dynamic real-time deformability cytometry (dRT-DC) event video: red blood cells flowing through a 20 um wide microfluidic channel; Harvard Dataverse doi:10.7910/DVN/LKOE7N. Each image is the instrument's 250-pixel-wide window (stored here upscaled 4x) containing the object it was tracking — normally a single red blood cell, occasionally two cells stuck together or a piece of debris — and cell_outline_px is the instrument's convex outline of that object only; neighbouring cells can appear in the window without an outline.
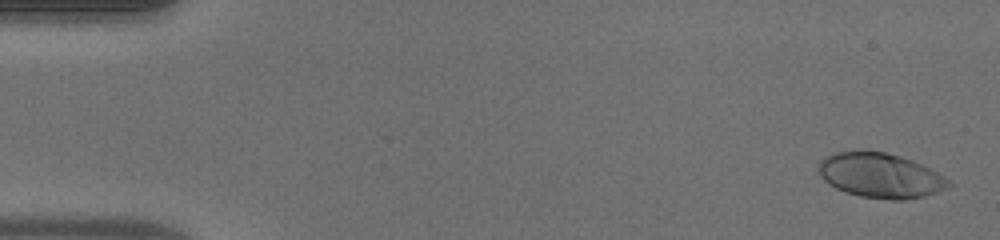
{"species": "human", "species_latin": "Homo sapiens", "temperature_condition": "warm", "stored_images_in_passage": 51, "camera_frame_rate_fps": 3000, "um_per_image_px": 0.085, "donor": {"sex": "male"}, "frame": {"image": 1, "passage_image": 2, "time_ms": 0.333, "image_size_px": [1000, 240], "cell_outline_px": [[952, 184], [948, 188], [924, 196], [904, 200], [888, 200], [860, 196], [844, 192], [828, 184], [820, 176], [820, 160], [824, 156], [832, 152], [860, 148], [884, 152], [900, 156], [912, 160], [936, 172], [948, 180]], "centroid_in_image_um": [74.77, 14.89], "position_along_channel_um": 10.2, "area_um2": 34.39}}
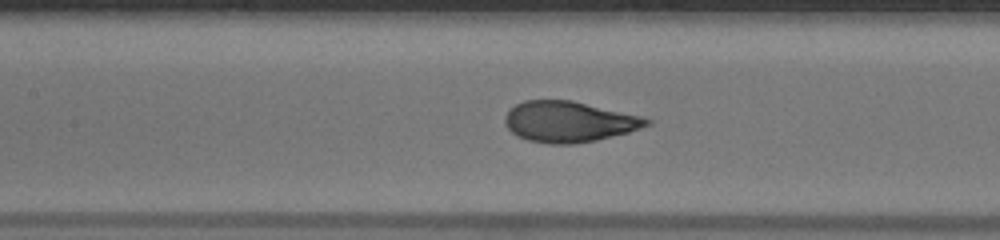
{"frame": {"image": 2, "passage_image": 24, "time_ms": 7.667, "image_size_px": [1000, 240], "cell_outline_px": [[652, 124], [628, 132], [596, 140], [572, 144], [548, 144], [528, 140], [516, 136], [504, 124], [504, 116], [516, 104], [524, 100], [572, 100], [640, 116], [652, 120]], "centroid_in_image_um": [48.33, 10.35], "position_along_channel_um": 159.1, "area_um2": 33.58}}
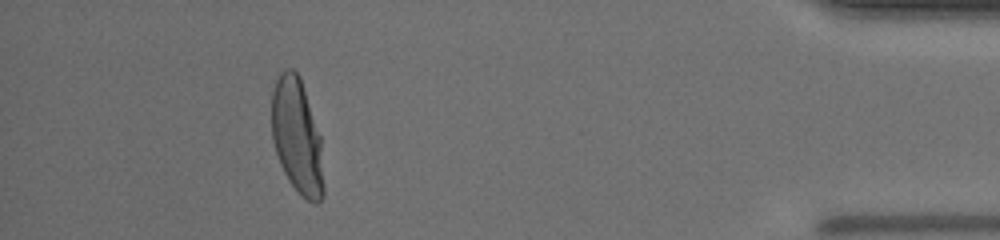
{"frame": {"image": 3, "passage_image": 47, "time_ms": 15.333, "image_size_px": [1000, 240], "cell_outline_px": [[324, 196], [316, 204], [308, 200], [288, 180], [280, 164], [272, 140], [272, 92], [276, 80], [280, 72], [284, 68], [292, 68], [300, 76], [320, 136], [324, 184]], "centroid_in_image_um": [25.25, 11.57], "position_along_channel_um": 410.0, "area_um2": 34.68}, "authors_computed_cell_mechanics": {"area_um2": 33.6974, "velocity_mm_per_s": 3.9995, "shape_relaxation_time_tau1_ms": 3.4198, "shape_relaxation_time_tau2_ms": null, "deformation_change_tau1": 0.2336, "deformation_change_tau2": null}}